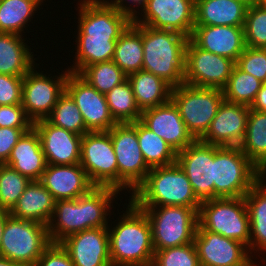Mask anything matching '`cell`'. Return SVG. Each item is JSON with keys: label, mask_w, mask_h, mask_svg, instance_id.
I'll list each match as a JSON object with an SVG mask.
<instances>
[{"label": "cell", "mask_w": 266, "mask_h": 266, "mask_svg": "<svg viewBox=\"0 0 266 266\" xmlns=\"http://www.w3.org/2000/svg\"><path fill=\"white\" fill-rule=\"evenodd\" d=\"M78 8L75 63L68 70L79 74L91 64L113 59L116 42L133 16L106 0H83Z\"/></svg>", "instance_id": "6da1fadb"}, {"label": "cell", "mask_w": 266, "mask_h": 266, "mask_svg": "<svg viewBox=\"0 0 266 266\" xmlns=\"http://www.w3.org/2000/svg\"><path fill=\"white\" fill-rule=\"evenodd\" d=\"M118 193L114 188L95 186L75 200L55 201L54 213L47 225L51 243H60L67 236L87 229L108 227L110 213L107 212Z\"/></svg>", "instance_id": "7a4b0ae2"}, {"label": "cell", "mask_w": 266, "mask_h": 266, "mask_svg": "<svg viewBox=\"0 0 266 266\" xmlns=\"http://www.w3.org/2000/svg\"><path fill=\"white\" fill-rule=\"evenodd\" d=\"M126 212L109 228L112 266H151L154 256L151 226L146 214L131 200Z\"/></svg>", "instance_id": "3957f363"}, {"label": "cell", "mask_w": 266, "mask_h": 266, "mask_svg": "<svg viewBox=\"0 0 266 266\" xmlns=\"http://www.w3.org/2000/svg\"><path fill=\"white\" fill-rule=\"evenodd\" d=\"M188 40L176 31L142 25V70L163 79L172 88L183 84Z\"/></svg>", "instance_id": "277c9868"}, {"label": "cell", "mask_w": 266, "mask_h": 266, "mask_svg": "<svg viewBox=\"0 0 266 266\" xmlns=\"http://www.w3.org/2000/svg\"><path fill=\"white\" fill-rule=\"evenodd\" d=\"M130 200L137 207L184 206L200 208L186 173L176 163L151 168Z\"/></svg>", "instance_id": "5b68a950"}, {"label": "cell", "mask_w": 266, "mask_h": 266, "mask_svg": "<svg viewBox=\"0 0 266 266\" xmlns=\"http://www.w3.org/2000/svg\"><path fill=\"white\" fill-rule=\"evenodd\" d=\"M214 198L244 197L264 175L239 146L214 145Z\"/></svg>", "instance_id": "8992f818"}, {"label": "cell", "mask_w": 266, "mask_h": 266, "mask_svg": "<svg viewBox=\"0 0 266 266\" xmlns=\"http://www.w3.org/2000/svg\"><path fill=\"white\" fill-rule=\"evenodd\" d=\"M147 216L154 251L193 243L199 208L184 206L138 207Z\"/></svg>", "instance_id": "52a82bcc"}, {"label": "cell", "mask_w": 266, "mask_h": 266, "mask_svg": "<svg viewBox=\"0 0 266 266\" xmlns=\"http://www.w3.org/2000/svg\"><path fill=\"white\" fill-rule=\"evenodd\" d=\"M198 224L204 230L243 243L250 252V221L244 197L201 201Z\"/></svg>", "instance_id": "ba28073f"}, {"label": "cell", "mask_w": 266, "mask_h": 266, "mask_svg": "<svg viewBox=\"0 0 266 266\" xmlns=\"http://www.w3.org/2000/svg\"><path fill=\"white\" fill-rule=\"evenodd\" d=\"M51 244L47 225L9 216L3 229L0 257L22 266H34Z\"/></svg>", "instance_id": "9c48e42d"}, {"label": "cell", "mask_w": 266, "mask_h": 266, "mask_svg": "<svg viewBox=\"0 0 266 266\" xmlns=\"http://www.w3.org/2000/svg\"><path fill=\"white\" fill-rule=\"evenodd\" d=\"M223 100V90L219 88L196 87L183 83L172 88L171 92V101L196 140L206 133Z\"/></svg>", "instance_id": "30bf717a"}, {"label": "cell", "mask_w": 266, "mask_h": 266, "mask_svg": "<svg viewBox=\"0 0 266 266\" xmlns=\"http://www.w3.org/2000/svg\"><path fill=\"white\" fill-rule=\"evenodd\" d=\"M118 165V191H134L144 182L150 168L145 163L137 138V121L116 123L109 131Z\"/></svg>", "instance_id": "8fae6325"}, {"label": "cell", "mask_w": 266, "mask_h": 266, "mask_svg": "<svg viewBox=\"0 0 266 266\" xmlns=\"http://www.w3.org/2000/svg\"><path fill=\"white\" fill-rule=\"evenodd\" d=\"M80 165L94 186L118 190V165L108 131L85 133L81 140Z\"/></svg>", "instance_id": "7c38bea8"}, {"label": "cell", "mask_w": 266, "mask_h": 266, "mask_svg": "<svg viewBox=\"0 0 266 266\" xmlns=\"http://www.w3.org/2000/svg\"><path fill=\"white\" fill-rule=\"evenodd\" d=\"M49 77L33 67L23 78L22 107L26 116L34 123L46 119L56 105L59 97L65 92V83L69 74ZM52 78V79H51ZM54 79V80H53Z\"/></svg>", "instance_id": "4fadbf2b"}, {"label": "cell", "mask_w": 266, "mask_h": 266, "mask_svg": "<svg viewBox=\"0 0 266 266\" xmlns=\"http://www.w3.org/2000/svg\"><path fill=\"white\" fill-rule=\"evenodd\" d=\"M235 61L197 47L190 39L186 45L184 83L196 87L223 89Z\"/></svg>", "instance_id": "5bb4252c"}, {"label": "cell", "mask_w": 266, "mask_h": 266, "mask_svg": "<svg viewBox=\"0 0 266 266\" xmlns=\"http://www.w3.org/2000/svg\"><path fill=\"white\" fill-rule=\"evenodd\" d=\"M141 7L143 19L135 14L136 24L176 31L190 38L195 26V0H146Z\"/></svg>", "instance_id": "9a60e30c"}, {"label": "cell", "mask_w": 266, "mask_h": 266, "mask_svg": "<svg viewBox=\"0 0 266 266\" xmlns=\"http://www.w3.org/2000/svg\"><path fill=\"white\" fill-rule=\"evenodd\" d=\"M193 242L200 266H257L246 245L204 230L199 224Z\"/></svg>", "instance_id": "2e32d148"}, {"label": "cell", "mask_w": 266, "mask_h": 266, "mask_svg": "<svg viewBox=\"0 0 266 266\" xmlns=\"http://www.w3.org/2000/svg\"><path fill=\"white\" fill-rule=\"evenodd\" d=\"M65 91L75 101L90 132L109 131L116 124L110 114L106 96L98 92L78 73L69 72Z\"/></svg>", "instance_id": "e0dca14e"}, {"label": "cell", "mask_w": 266, "mask_h": 266, "mask_svg": "<svg viewBox=\"0 0 266 266\" xmlns=\"http://www.w3.org/2000/svg\"><path fill=\"white\" fill-rule=\"evenodd\" d=\"M176 162L200 201L214 198V145L195 140L177 152Z\"/></svg>", "instance_id": "ac0fdd59"}, {"label": "cell", "mask_w": 266, "mask_h": 266, "mask_svg": "<svg viewBox=\"0 0 266 266\" xmlns=\"http://www.w3.org/2000/svg\"><path fill=\"white\" fill-rule=\"evenodd\" d=\"M60 244L69 253L74 266H112L107 227L71 234Z\"/></svg>", "instance_id": "d6986e66"}, {"label": "cell", "mask_w": 266, "mask_h": 266, "mask_svg": "<svg viewBox=\"0 0 266 266\" xmlns=\"http://www.w3.org/2000/svg\"><path fill=\"white\" fill-rule=\"evenodd\" d=\"M39 134L47 164L73 165L80 163L82 136L51 124L47 119L33 123Z\"/></svg>", "instance_id": "ffe728a7"}, {"label": "cell", "mask_w": 266, "mask_h": 266, "mask_svg": "<svg viewBox=\"0 0 266 266\" xmlns=\"http://www.w3.org/2000/svg\"><path fill=\"white\" fill-rule=\"evenodd\" d=\"M250 107L223 100L200 141L217 146H239L246 132Z\"/></svg>", "instance_id": "44dd1931"}, {"label": "cell", "mask_w": 266, "mask_h": 266, "mask_svg": "<svg viewBox=\"0 0 266 266\" xmlns=\"http://www.w3.org/2000/svg\"><path fill=\"white\" fill-rule=\"evenodd\" d=\"M140 121L164 139L176 152L184 150L196 140L188 131L171 100L166 104L142 111Z\"/></svg>", "instance_id": "7402d4cb"}, {"label": "cell", "mask_w": 266, "mask_h": 266, "mask_svg": "<svg viewBox=\"0 0 266 266\" xmlns=\"http://www.w3.org/2000/svg\"><path fill=\"white\" fill-rule=\"evenodd\" d=\"M189 39L197 47L235 62L246 48L244 26L195 25Z\"/></svg>", "instance_id": "603a6c76"}, {"label": "cell", "mask_w": 266, "mask_h": 266, "mask_svg": "<svg viewBox=\"0 0 266 266\" xmlns=\"http://www.w3.org/2000/svg\"><path fill=\"white\" fill-rule=\"evenodd\" d=\"M39 181L52 194L55 201L75 200L95 187L80 163L47 164Z\"/></svg>", "instance_id": "cb8c5ba5"}, {"label": "cell", "mask_w": 266, "mask_h": 266, "mask_svg": "<svg viewBox=\"0 0 266 266\" xmlns=\"http://www.w3.org/2000/svg\"><path fill=\"white\" fill-rule=\"evenodd\" d=\"M31 181L40 180L47 166L39 134L34 127L19 138L5 163Z\"/></svg>", "instance_id": "d4e9b609"}, {"label": "cell", "mask_w": 266, "mask_h": 266, "mask_svg": "<svg viewBox=\"0 0 266 266\" xmlns=\"http://www.w3.org/2000/svg\"><path fill=\"white\" fill-rule=\"evenodd\" d=\"M54 207L55 200L52 194L39 180H32L9 214L17 219L48 225L53 216Z\"/></svg>", "instance_id": "484cf974"}, {"label": "cell", "mask_w": 266, "mask_h": 266, "mask_svg": "<svg viewBox=\"0 0 266 266\" xmlns=\"http://www.w3.org/2000/svg\"><path fill=\"white\" fill-rule=\"evenodd\" d=\"M247 9L237 0H195V25L244 26Z\"/></svg>", "instance_id": "4316f807"}, {"label": "cell", "mask_w": 266, "mask_h": 266, "mask_svg": "<svg viewBox=\"0 0 266 266\" xmlns=\"http://www.w3.org/2000/svg\"><path fill=\"white\" fill-rule=\"evenodd\" d=\"M22 36L0 33V74L25 76L33 67L36 68V58Z\"/></svg>", "instance_id": "83f0119b"}, {"label": "cell", "mask_w": 266, "mask_h": 266, "mask_svg": "<svg viewBox=\"0 0 266 266\" xmlns=\"http://www.w3.org/2000/svg\"><path fill=\"white\" fill-rule=\"evenodd\" d=\"M132 86L135 101L144 111L166 104L171 100L172 87L151 72L140 70L127 76Z\"/></svg>", "instance_id": "f1b7e54d"}, {"label": "cell", "mask_w": 266, "mask_h": 266, "mask_svg": "<svg viewBox=\"0 0 266 266\" xmlns=\"http://www.w3.org/2000/svg\"><path fill=\"white\" fill-rule=\"evenodd\" d=\"M264 178L266 179V175H263L244 196L250 221V254L254 250L266 252V184L263 183Z\"/></svg>", "instance_id": "f546056e"}, {"label": "cell", "mask_w": 266, "mask_h": 266, "mask_svg": "<svg viewBox=\"0 0 266 266\" xmlns=\"http://www.w3.org/2000/svg\"><path fill=\"white\" fill-rule=\"evenodd\" d=\"M112 60L127 76L142 70V25L136 24L133 21L126 28L116 42Z\"/></svg>", "instance_id": "4dcf8cb0"}, {"label": "cell", "mask_w": 266, "mask_h": 266, "mask_svg": "<svg viewBox=\"0 0 266 266\" xmlns=\"http://www.w3.org/2000/svg\"><path fill=\"white\" fill-rule=\"evenodd\" d=\"M239 147L261 173L266 175V112L249 110L245 137Z\"/></svg>", "instance_id": "1f68e13d"}, {"label": "cell", "mask_w": 266, "mask_h": 266, "mask_svg": "<svg viewBox=\"0 0 266 266\" xmlns=\"http://www.w3.org/2000/svg\"><path fill=\"white\" fill-rule=\"evenodd\" d=\"M137 138L143 159L150 169L176 163L177 152L140 120L137 121Z\"/></svg>", "instance_id": "d6a6232c"}, {"label": "cell", "mask_w": 266, "mask_h": 266, "mask_svg": "<svg viewBox=\"0 0 266 266\" xmlns=\"http://www.w3.org/2000/svg\"><path fill=\"white\" fill-rule=\"evenodd\" d=\"M43 0H0V33L21 35Z\"/></svg>", "instance_id": "836d02e7"}, {"label": "cell", "mask_w": 266, "mask_h": 266, "mask_svg": "<svg viewBox=\"0 0 266 266\" xmlns=\"http://www.w3.org/2000/svg\"><path fill=\"white\" fill-rule=\"evenodd\" d=\"M110 114L116 123H133L141 118L132 86L128 79L105 94Z\"/></svg>", "instance_id": "e575fe53"}, {"label": "cell", "mask_w": 266, "mask_h": 266, "mask_svg": "<svg viewBox=\"0 0 266 266\" xmlns=\"http://www.w3.org/2000/svg\"><path fill=\"white\" fill-rule=\"evenodd\" d=\"M262 84V81L235 65L227 85L222 89L224 100L250 107Z\"/></svg>", "instance_id": "d590c367"}, {"label": "cell", "mask_w": 266, "mask_h": 266, "mask_svg": "<svg viewBox=\"0 0 266 266\" xmlns=\"http://www.w3.org/2000/svg\"><path fill=\"white\" fill-rule=\"evenodd\" d=\"M79 75L104 95L127 79V75L113 60L91 64Z\"/></svg>", "instance_id": "8d00e7d4"}, {"label": "cell", "mask_w": 266, "mask_h": 266, "mask_svg": "<svg viewBox=\"0 0 266 266\" xmlns=\"http://www.w3.org/2000/svg\"><path fill=\"white\" fill-rule=\"evenodd\" d=\"M51 124L83 136L90 132L83 121L82 114L75 101L65 91L46 118Z\"/></svg>", "instance_id": "74e56055"}, {"label": "cell", "mask_w": 266, "mask_h": 266, "mask_svg": "<svg viewBox=\"0 0 266 266\" xmlns=\"http://www.w3.org/2000/svg\"><path fill=\"white\" fill-rule=\"evenodd\" d=\"M31 182L7 164H0V208L10 211Z\"/></svg>", "instance_id": "f35d334b"}, {"label": "cell", "mask_w": 266, "mask_h": 266, "mask_svg": "<svg viewBox=\"0 0 266 266\" xmlns=\"http://www.w3.org/2000/svg\"><path fill=\"white\" fill-rule=\"evenodd\" d=\"M151 266H200L194 242L155 251Z\"/></svg>", "instance_id": "ab89813d"}, {"label": "cell", "mask_w": 266, "mask_h": 266, "mask_svg": "<svg viewBox=\"0 0 266 266\" xmlns=\"http://www.w3.org/2000/svg\"><path fill=\"white\" fill-rule=\"evenodd\" d=\"M244 36L246 47L266 48V9L259 5L248 7Z\"/></svg>", "instance_id": "60d3db41"}, {"label": "cell", "mask_w": 266, "mask_h": 266, "mask_svg": "<svg viewBox=\"0 0 266 266\" xmlns=\"http://www.w3.org/2000/svg\"><path fill=\"white\" fill-rule=\"evenodd\" d=\"M235 65L264 83L266 81V48L246 47Z\"/></svg>", "instance_id": "b9f144b4"}, {"label": "cell", "mask_w": 266, "mask_h": 266, "mask_svg": "<svg viewBox=\"0 0 266 266\" xmlns=\"http://www.w3.org/2000/svg\"><path fill=\"white\" fill-rule=\"evenodd\" d=\"M24 76L0 74V105L22 103V85Z\"/></svg>", "instance_id": "7bdbcfd3"}, {"label": "cell", "mask_w": 266, "mask_h": 266, "mask_svg": "<svg viewBox=\"0 0 266 266\" xmlns=\"http://www.w3.org/2000/svg\"><path fill=\"white\" fill-rule=\"evenodd\" d=\"M0 127L31 128L33 122L26 116L22 104L0 105Z\"/></svg>", "instance_id": "ee69618b"}, {"label": "cell", "mask_w": 266, "mask_h": 266, "mask_svg": "<svg viewBox=\"0 0 266 266\" xmlns=\"http://www.w3.org/2000/svg\"><path fill=\"white\" fill-rule=\"evenodd\" d=\"M34 266H74L69 253L60 243H52Z\"/></svg>", "instance_id": "f6af8a7d"}, {"label": "cell", "mask_w": 266, "mask_h": 266, "mask_svg": "<svg viewBox=\"0 0 266 266\" xmlns=\"http://www.w3.org/2000/svg\"><path fill=\"white\" fill-rule=\"evenodd\" d=\"M30 128L0 127V164H5L19 138Z\"/></svg>", "instance_id": "bcb514c9"}, {"label": "cell", "mask_w": 266, "mask_h": 266, "mask_svg": "<svg viewBox=\"0 0 266 266\" xmlns=\"http://www.w3.org/2000/svg\"><path fill=\"white\" fill-rule=\"evenodd\" d=\"M129 1V2H128ZM146 0H127L128 3H133L134 5H137V7L141 6L144 4ZM109 4L117 7L120 10L126 11L130 13L132 16H134L137 11L135 10V7H132L131 4L127 6L128 4H125L126 0H112V2L107 1ZM124 4V5H123ZM126 5V6H125ZM131 7V8H130Z\"/></svg>", "instance_id": "7dc6e473"}, {"label": "cell", "mask_w": 266, "mask_h": 266, "mask_svg": "<svg viewBox=\"0 0 266 266\" xmlns=\"http://www.w3.org/2000/svg\"><path fill=\"white\" fill-rule=\"evenodd\" d=\"M250 109L256 110L258 112H266V85L264 83L256 94Z\"/></svg>", "instance_id": "c3c4849f"}, {"label": "cell", "mask_w": 266, "mask_h": 266, "mask_svg": "<svg viewBox=\"0 0 266 266\" xmlns=\"http://www.w3.org/2000/svg\"><path fill=\"white\" fill-rule=\"evenodd\" d=\"M9 216H10L9 211L0 208V245H1V241H2V234H3L5 222Z\"/></svg>", "instance_id": "681fc988"}, {"label": "cell", "mask_w": 266, "mask_h": 266, "mask_svg": "<svg viewBox=\"0 0 266 266\" xmlns=\"http://www.w3.org/2000/svg\"><path fill=\"white\" fill-rule=\"evenodd\" d=\"M0 266H22L10 259L0 257Z\"/></svg>", "instance_id": "f907efd6"}, {"label": "cell", "mask_w": 266, "mask_h": 266, "mask_svg": "<svg viewBox=\"0 0 266 266\" xmlns=\"http://www.w3.org/2000/svg\"><path fill=\"white\" fill-rule=\"evenodd\" d=\"M244 3L247 7L256 6L259 4L260 0H237Z\"/></svg>", "instance_id": "816d5d0a"}, {"label": "cell", "mask_w": 266, "mask_h": 266, "mask_svg": "<svg viewBox=\"0 0 266 266\" xmlns=\"http://www.w3.org/2000/svg\"><path fill=\"white\" fill-rule=\"evenodd\" d=\"M260 7L266 9V0H260L259 4Z\"/></svg>", "instance_id": "f5cc1de1"}]
</instances>
